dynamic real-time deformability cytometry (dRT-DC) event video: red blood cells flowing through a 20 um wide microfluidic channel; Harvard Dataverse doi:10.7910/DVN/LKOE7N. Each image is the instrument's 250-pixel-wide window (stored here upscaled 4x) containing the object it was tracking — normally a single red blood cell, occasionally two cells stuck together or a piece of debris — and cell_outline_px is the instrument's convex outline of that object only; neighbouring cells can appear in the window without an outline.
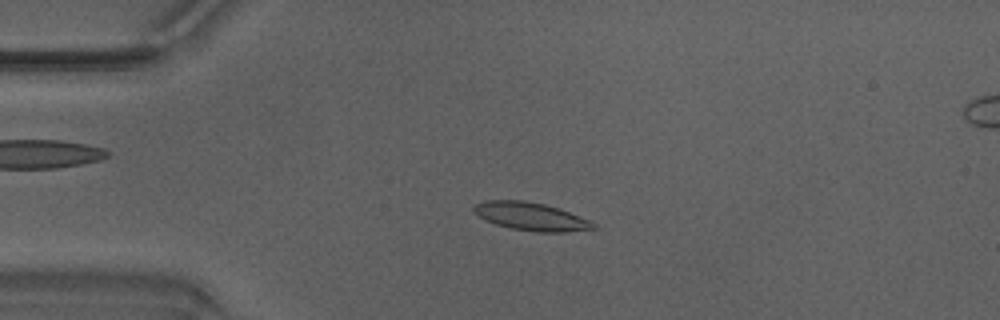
{"species": "Egyptian fruit bat (a non-hibernating species)", "species_latin": "Rousettus aegyptiacus", "temperature_condition": "warm", "stored_images_in_passage": 48, "camera_frame_rate_fps": 3000, "um_per_image_px": 0.085, "animal": {"sex": "male"}, "frame": {"image": 1, "passage_image": 11, "time_ms": 3.333, "image_size_px": [1000, 320], "cell_outline_px": [[596, 228], [564, 232], [536, 232], [512, 228], [496, 224], [472, 212], [472, 208], [476, 204], [488, 200], [524, 200], [544, 204], [568, 212], [588, 220], [596, 224]], "centroid_in_image_um": [45.11, 18.4], "position_along_channel_um": 39.9, "area_um2": 19.13}}
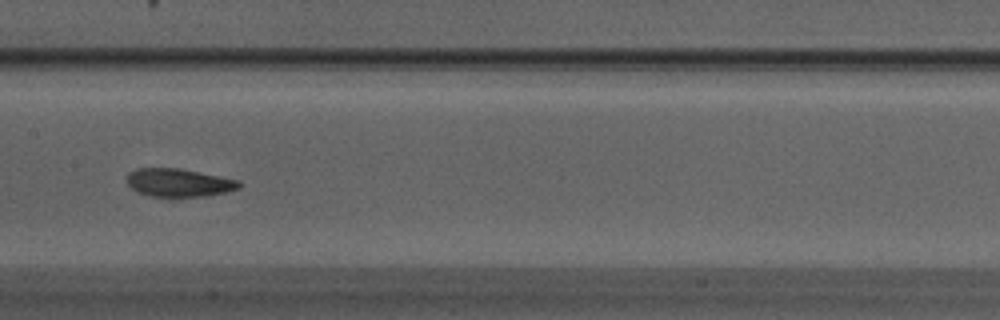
{"frame": {"image": 2, "passage_image": 24, "time_ms": 7.667, "image_size_px": [1000, 320], "cell_outline_px": [[240, 188], [228, 192], [204, 196], [152, 196], [136, 192], [128, 184], [128, 172], [136, 168], [180, 168], [240, 180]], "centroid_in_image_um": [15.21, 15.52], "position_along_channel_um": 192.2, "area_um2": 18.38}}
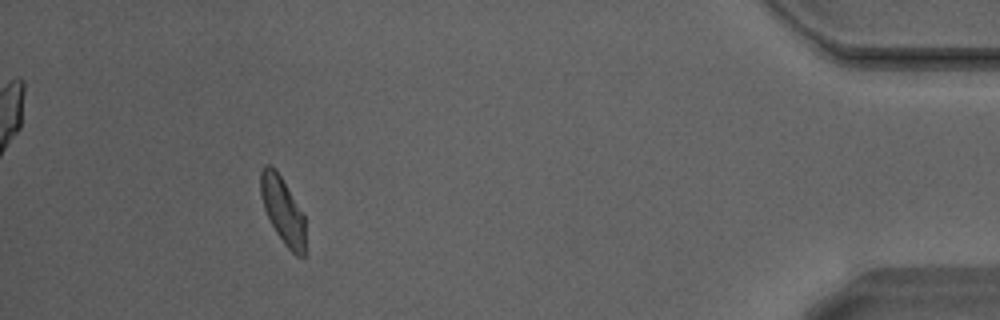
{"frame": {"image": 3, "passage_image": 44, "time_ms": 14.333, "image_size_px": [1000, 320], "cell_outline_px": [[304, 256], [296, 256], [284, 244], [276, 232], [264, 208], [260, 196], [260, 172], [264, 164], [272, 164], [276, 168], [304, 216]], "centroid_in_image_um": [24.0, 17.82], "position_along_channel_um": 411.2, "area_um2": 17.17}, "authors_computed_cell_mechanics": {"area_um2": 18.4093, "velocity_mm_per_s": 4.2083, "shape_relaxation_time_tau1_ms": 5.5049, "shape_relaxation_time_tau2_ms": 2.6987, "deformation_change_tau1": 0.1604, "deformation_change_tau2": 0.0877}}